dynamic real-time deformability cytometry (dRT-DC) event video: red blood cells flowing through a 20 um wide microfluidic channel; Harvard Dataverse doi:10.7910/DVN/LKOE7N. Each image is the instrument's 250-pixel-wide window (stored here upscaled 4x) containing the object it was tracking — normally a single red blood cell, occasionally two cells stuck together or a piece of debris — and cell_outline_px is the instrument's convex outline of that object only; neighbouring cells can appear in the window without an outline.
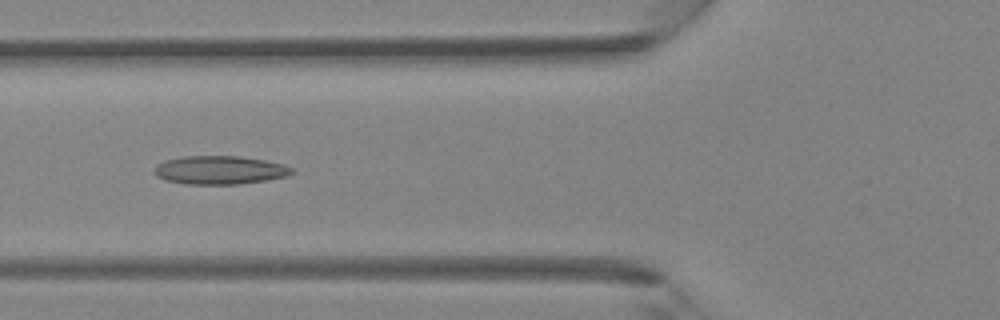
{"species": "Egyptian fruit bat (a non-hibernating species)", "species_latin": "Rousettus aegyptiacus", "temperature_condition": "room temperature", "stored_images_in_passage": 41, "camera_frame_rate_fps": 3000, "um_per_image_px": 0.085, "animal": {"sex": "female"}, "frame": {"image": 1, "passage_image": 15, "time_ms": 4.667, "image_size_px": [1000, 320], "cell_outline_px": [[292, 172], [288, 176], [240, 184], [184, 184], [164, 180], [156, 176], [156, 164], [164, 160], [180, 156], [240, 156], [264, 160], [284, 164], [292, 168]], "centroid_in_image_um": [18.65, 14.45], "position_along_channel_um": 107.2, "area_um2": 22.83}}
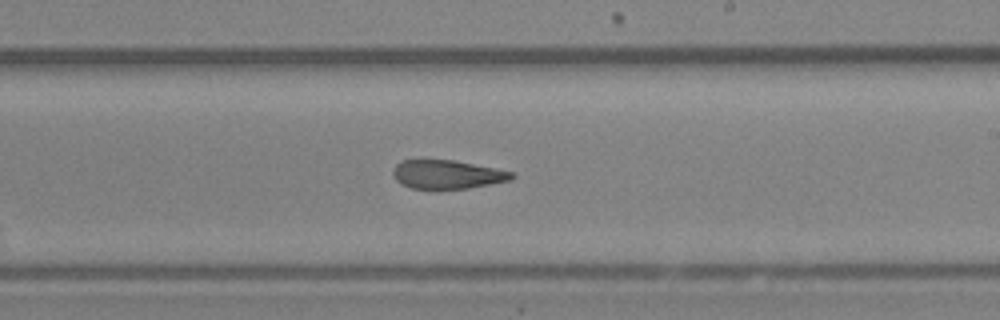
{"frame": {"image": 2, "passage_image": 24, "time_ms": 7.667, "image_size_px": [1000, 320], "cell_outline_px": [[516, 176], [512, 180], [468, 188], [412, 188], [400, 184], [396, 180], [392, 172], [396, 164], [400, 160], [420, 156], [452, 160], [496, 168], [512, 172]], "centroid_in_image_um": [37.94, 14.77], "position_along_channel_um": 251.1, "area_um2": 20.46}}
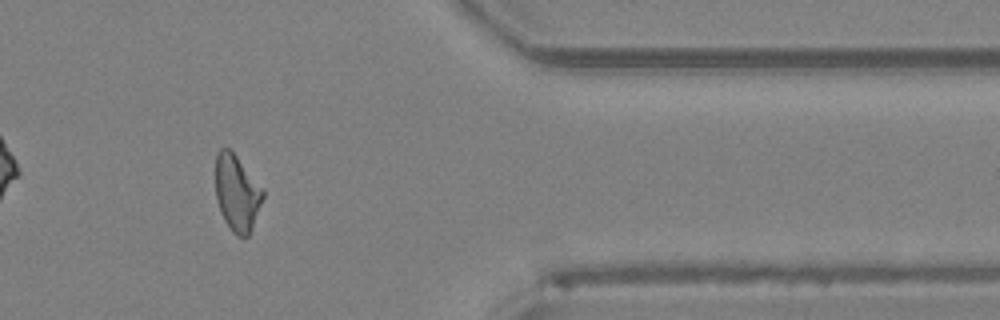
{"frame": {"image": 3, "passage_image": 34, "time_ms": 11.0, "image_size_px": [1000, 320], "cell_outline_px": [[264, 196], [252, 228], [248, 236], [236, 236], [232, 232], [224, 220], [220, 212], [216, 196], [216, 156], [220, 148], [228, 148], [236, 156], [264, 188]], "centroid_in_image_um": [20.15, 16.42], "position_along_channel_um": 391.3, "area_um2": 20.98}}